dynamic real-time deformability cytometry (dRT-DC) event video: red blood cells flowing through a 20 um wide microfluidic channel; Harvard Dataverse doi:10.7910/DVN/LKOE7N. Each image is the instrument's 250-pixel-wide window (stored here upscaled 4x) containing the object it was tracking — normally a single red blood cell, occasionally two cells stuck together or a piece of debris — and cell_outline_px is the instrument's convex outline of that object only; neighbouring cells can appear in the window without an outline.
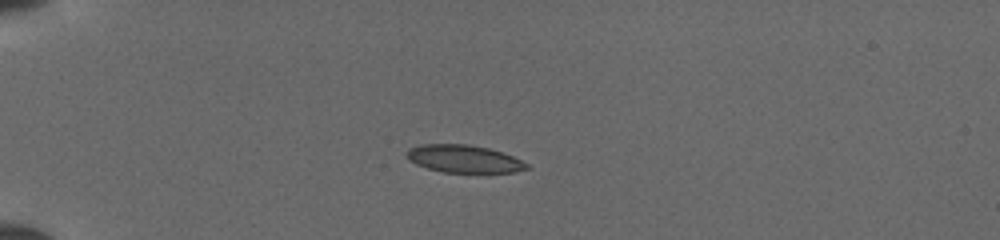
{"species": "common noctule bat (a hibernating species)", "species_latin": "Nyctalus noctula", "temperature_condition": "cold", "stored_images_in_passage": 37, "camera_frame_rate_fps": 3000, "um_per_image_px": 0.085, "animal": {"sex": "female", "body_mass_g": 19.5, "forearm_length_mm": 54.1}, "frame": {"image": 1, "passage_image": 1, "time_ms": 0.0, "image_size_px": [1000, 240], "cell_outline_px": [[532, 168], [512, 172], [444, 172], [428, 168], [416, 164], [408, 160], [404, 156], [404, 152], [408, 148], [420, 144], [468, 144], [488, 148], [512, 156], [528, 164]], "centroid_in_image_um": [39.37, 13.49], "position_along_channel_um": 45.6, "area_um2": 19.36}}
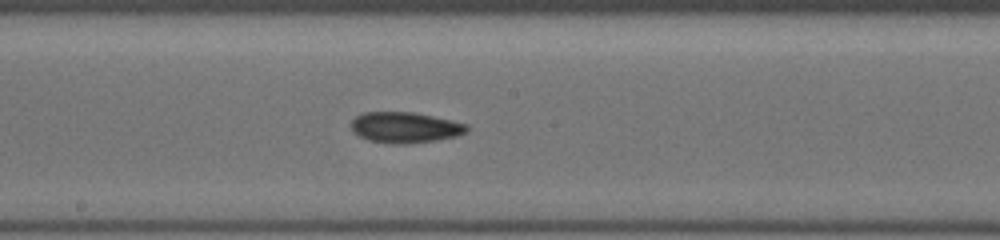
{"frame": {"image": 2, "passage_image": 16, "time_ms": 5.0, "image_size_px": [1000, 240], "cell_outline_px": [[468, 128], [464, 132], [456, 136], [436, 140], [408, 144], [396, 144], [368, 140], [352, 132], [352, 120], [356, 116], [364, 112], [412, 112], [452, 120], [468, 124]], "centroid_in_image_um": [34.41, 10.83], "position_along_channel_um": 213.8, "area_um2": 20.63}}
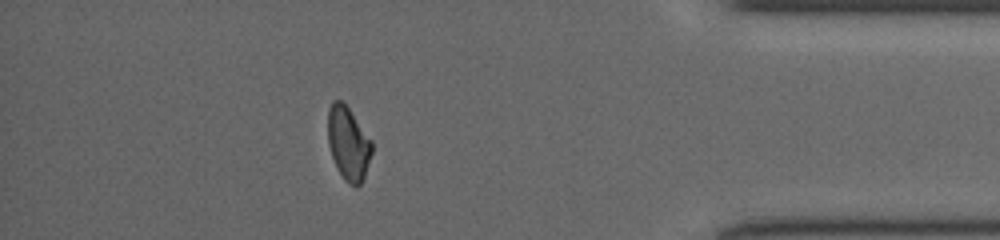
{"frame": {"image": 3, "passage_image": 32, "time_ms": 10.333, "image_size_px": [1000, 240], "cell_outline_px": [[372, 152], [364, 180], [356, 188], [344, 180], [332, 156], [328, 144], [328, 108], [332, 100], [340, 100], [348, 108], [372, 140]], "centroid_in_image_um": [29.61, 12.2], "position_along_channel_um": 405.6, "area_um2": 18.79}}